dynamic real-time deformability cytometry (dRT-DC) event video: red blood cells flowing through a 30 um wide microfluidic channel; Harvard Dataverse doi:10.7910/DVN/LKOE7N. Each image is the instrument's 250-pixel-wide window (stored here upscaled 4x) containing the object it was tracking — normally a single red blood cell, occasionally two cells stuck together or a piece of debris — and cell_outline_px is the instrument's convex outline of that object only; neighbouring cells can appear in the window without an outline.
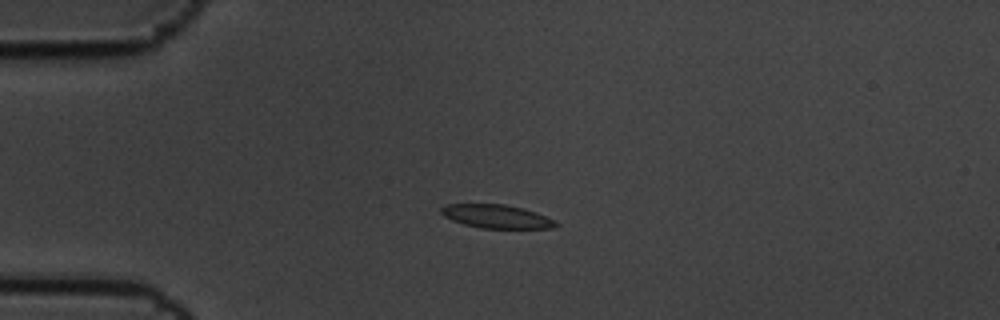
{"species": "common noctule bat (a hibernating species)", "species_latin": "Nyctalus noctula", "temperature_condition": "cold", "stored_images_in_passage": 5, "camera_frame_rate_fps": 3000, "um_per_image_px": 0.085, "animal": {"sex": "male", "body_mass_g": 19.5, "forearm_length_mm": 54.6}, "frame": {"image": 1, "passage_image": 3, "time_ms": 0.667, "image_size_px": [1000, 320], "cell_outline_px": [[560, 224], [552, 228], [480, 228], [464, 224], [452, 220], [444, 216], [440, 212], [440, 208], [448, 204], [504, 204], [524, 208], [536, 212]], "centroid_in_image_um": [42.18, 18.39], "position_along_channel_um": 42.8, "area_um2": 15.61}}
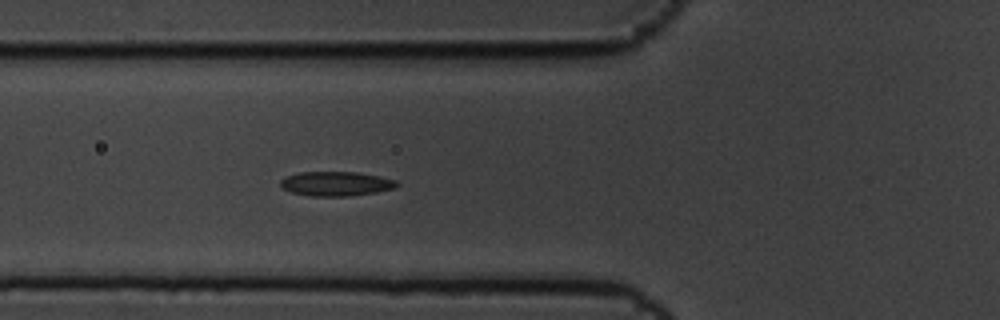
{"frame": {"image": 2, "passage_image": 5, "time_ms": 1.333, "image_size_px": [1000, 320], "cell_outline_px": [[400, 184], [396, 188], [376, 192], [348, 196], [308, 196], [292, 192], [284, 188], [280, 184], [280, 180], [284, 176], [300, 172], [356, 172], [380, 176], [396, 180]], "centroid_in_image_um": [28.58, 15.61], "position_along_channel_um": 97.2, "area_um2": 16.65}}